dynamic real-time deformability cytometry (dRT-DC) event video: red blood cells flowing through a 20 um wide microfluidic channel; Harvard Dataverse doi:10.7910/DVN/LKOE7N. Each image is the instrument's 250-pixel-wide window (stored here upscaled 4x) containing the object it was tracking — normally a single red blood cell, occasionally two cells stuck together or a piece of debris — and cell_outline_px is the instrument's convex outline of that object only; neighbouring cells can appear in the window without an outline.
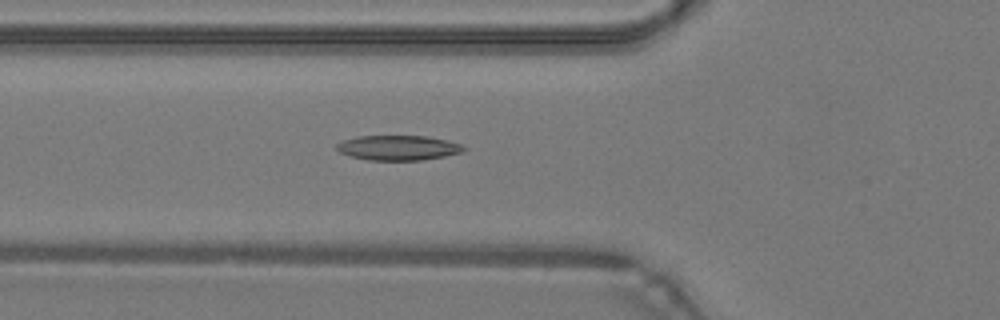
{"species": "common noctule bat (a hibernating species)", "species_latin": "Nyctalus noctula", "temperature_condition": "warm", "stored_images_in_passage": 47, "camera_frame_rate_fps": 3000, "um_per_image_px": 0.085, "animal": {"sex": "male", "body_mass_g": 19.2, "forearm_length_mm": 51.8}, "frame": {"image": 1, "passage_image": 16, "time_ms": 5.0, "image_size_px": [1000, 320], "cell_outline_px": [[468, 148], [460, 152], [444, 156], [424, 160], [368, 160], [348, 156], [340, 152], [336, 148], [336, 144], [340, 140], [356, 136], [428, 136], [448, 140], [460, 144]], "centroid_in_image_um": [33.81, 12.55], "position_along_channel_um": 92.0, "area_um2": 18.61}}
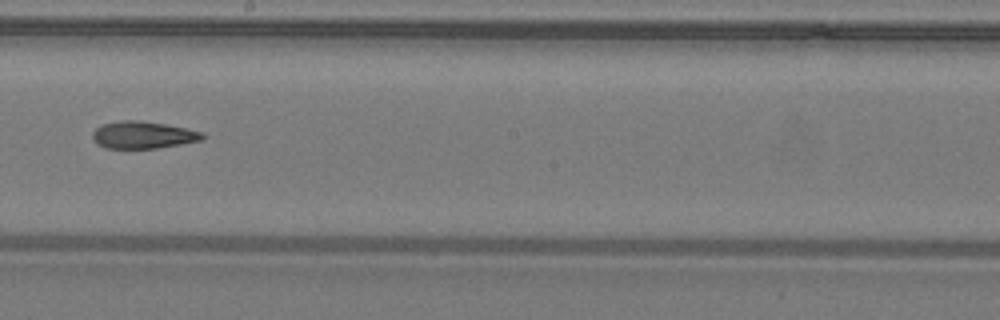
{"frame": {"image": 2, "passage_image": 26, "time_ms": 8.333, "image_size_px": [1000, 320], "cell_outline_px": [[204, 140], [156, 148], [104, 148], [92, 136], [92, 132], [96, 128], [104, 124], [120, 120], [136, 120], [164, 124], [204, 132]], "centroid_in_image_um": [12.18, 11.47], "position_along_channel_um": 236.0, "area_um2": 17.17}}
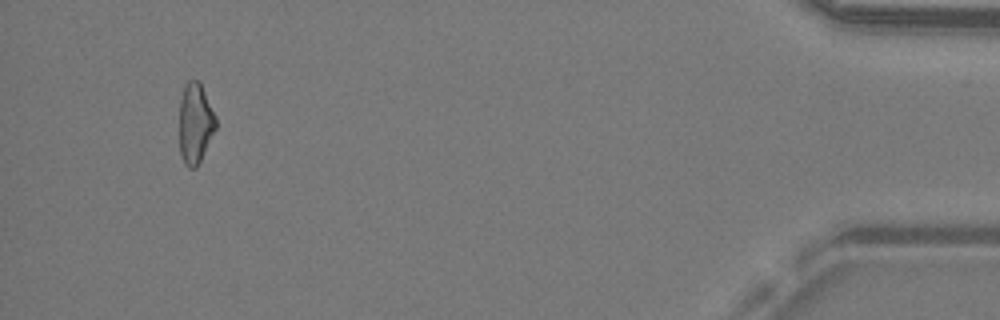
{"frame": {"image": 3, "passage_image": 44, "time_ms": 14.333, "image_size_px": [1000, 320], "cell_outline_px": [[216, 128], [196, 168], [188, 168], [184, 164], [180, 156], [180, 100], [184, 84], [188, 80], [200, 80], [216, 116]], "centroid_in_image_um": [16.59, 10.45], "position_along_channel_um": 418.6, "area_um2": 17.22}, "authors_computed_cell_mechanics": {"area_um2": 17.9758, "velocity_mm_per_s": 4.3182, "shape_relaxation_time_tau1_ms": null, "shape_relaxation_time_tau2_ms": 4.2795, "deformation_change_tau1": null, "deformation_change_tau2": 0.1369}}